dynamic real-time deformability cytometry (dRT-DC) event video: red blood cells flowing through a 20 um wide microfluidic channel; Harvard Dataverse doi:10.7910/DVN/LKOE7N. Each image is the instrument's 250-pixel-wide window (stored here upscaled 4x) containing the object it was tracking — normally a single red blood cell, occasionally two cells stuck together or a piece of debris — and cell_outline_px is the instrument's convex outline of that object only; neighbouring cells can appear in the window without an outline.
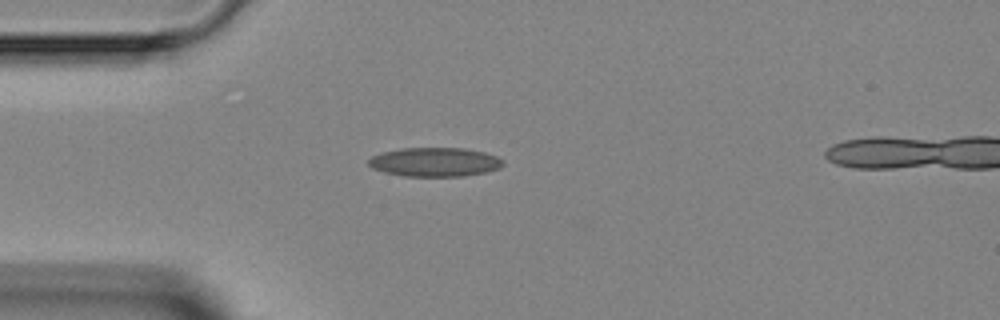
{"species": "Egyptian fruit bat (a non-hibernating species)", "species_latin": "Rousettus aegyptiacus", "temperature_condition": "room temperature", "stored_images_in_passage": 2, "camera_frame_rate_fps": 3000, "um_per_image_px": 0.085, "animal": {"sex": "female"}, "frame": {"image": 1, "passage_image": 1, "time_ms": 0.0, "image_size_px": [1000, 320], "cell_outline_px": [[504, 164], [500, 168], [484, 172], [464, 176], [404, 176], [384, 172], [372, 168], [368, 164], [368, 160], [372, 156], [380, 152], [400, 148], [464, 148], [484, 152], [496, 156], [504, 160]], "centroid_in_image_um": [36.94, 13.77], "position_along_channel_um": 48.1, "area_um2": 22.83}}